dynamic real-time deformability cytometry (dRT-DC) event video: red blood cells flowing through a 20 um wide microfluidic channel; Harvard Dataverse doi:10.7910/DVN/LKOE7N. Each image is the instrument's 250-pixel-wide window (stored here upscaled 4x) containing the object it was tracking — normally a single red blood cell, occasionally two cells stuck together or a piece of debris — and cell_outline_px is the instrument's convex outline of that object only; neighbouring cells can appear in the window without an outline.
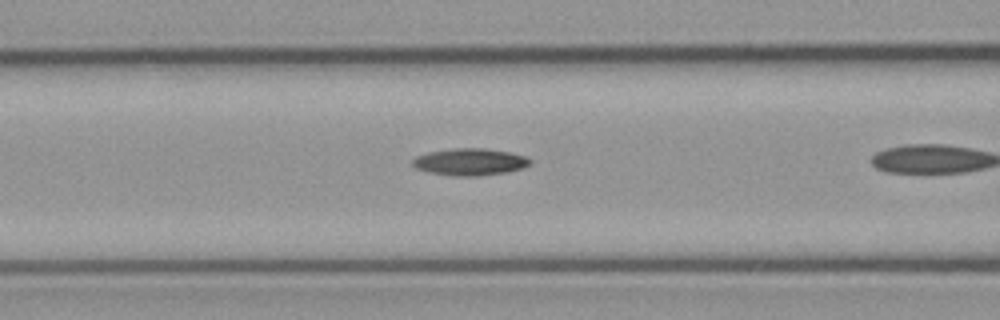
{"species": "common noctule bat (a hibernating species)", "species_latin": "Nyctalus noctula", "temperature_condition": "cold", "stored_images_in_passage": 17, "camera_frame_rate_fps": 3000, "um_per_image_px": 0.085, "animal": {"sex": "male", "body_mass_g": 23.1, "forearm_length_mm": 52.7}, "frame": {"image": 1, "passage_image": 15, "time_ms": 4.667, "image_size_px": [1000, 320], "cell_outline_px": [[532, 164], [524, 168], [508, 172], [476, 176], [452, 176], [428, 172], [416, 168], [412, 164], [412, 160], [416, 156], [428, 152], [452, 148], [484, 148], [508, 152], [524, 156], [532, 160]], "centroid_in_image_um": [39.95, 13.76], "position_along_channel_um": 126.7, "area_um2": 18.61}}